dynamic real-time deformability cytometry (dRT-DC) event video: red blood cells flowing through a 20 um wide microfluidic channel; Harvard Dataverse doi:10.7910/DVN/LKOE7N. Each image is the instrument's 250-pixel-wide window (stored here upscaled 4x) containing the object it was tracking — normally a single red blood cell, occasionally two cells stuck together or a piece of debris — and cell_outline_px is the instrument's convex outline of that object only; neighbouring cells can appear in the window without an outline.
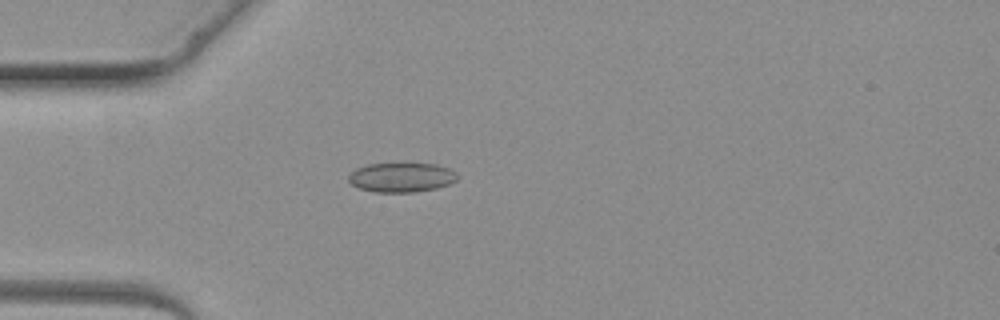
{"species": "common noctule bat (a hibernating species)", "species_latin": "Nyctalus noctula", "temperature_condition": "warm", "stored_images_in_passage": 2, "camera_frame_rate_fps": 3000, "um_per_image_px": 0.085, "animal": {"sex": "female", "body_mass_g": 19.3, "forearm_length_mm": 54.1}, "frame": {"image": 1, "passage_image": 2, "time_ms": 1.0, "image_size_px": [1000, 320], "cell_outline_px": [[460, 176], [456, 180], [448, 184], [436, 188], [412, 192], [372, 192], [360, 188], [352, 184], [348, 180], [348, 176], [356, 168], [368, 164], [436, 164], [448, 168], [456, 172]], "centroid_in_image_um": [34.13, 15.08], "position_along_channel_um": 50.9, "area_um2": 18.55}}